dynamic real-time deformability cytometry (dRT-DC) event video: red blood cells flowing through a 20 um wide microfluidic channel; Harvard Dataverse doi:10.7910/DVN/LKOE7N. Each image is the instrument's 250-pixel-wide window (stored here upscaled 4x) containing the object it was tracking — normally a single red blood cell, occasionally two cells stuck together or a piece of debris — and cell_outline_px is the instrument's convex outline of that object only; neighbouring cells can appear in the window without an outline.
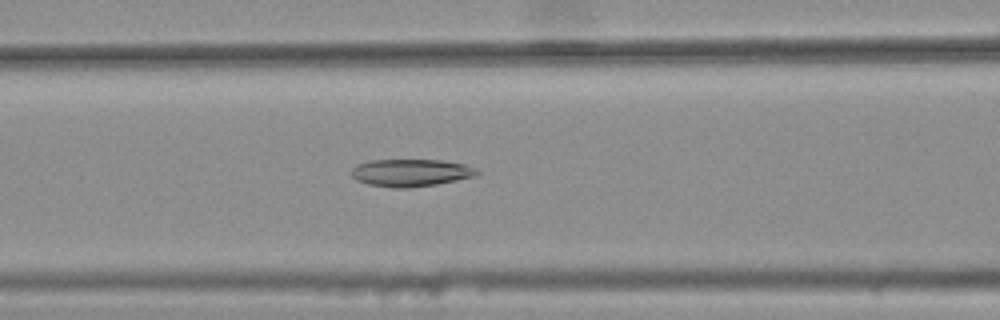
{"species": "common noctule bat (a hibernating species)", "species_latin": "Nyctalus noctula", "temperature_condition": "warm", "stored_images_in_passage": 45, "camera_frame_rate_fps": 3000, "um_per_image_px": 0.085, "animal": {"sex": "female", "body_mass_g": 25.1}, "frame": {"image": 1, "passage_image": 21, "time_ms": 6.667, "image_size_px": [1000, 320], "cell_outline_px": [[480, 172], [476, 176], [436, 184], [408, 188], [396, 188], [368, 184], [356, 180], [348, 172], [356, 164], [368, 160], [440, 160], [464, 164], [476, 168]], "centroid_in_image_um": [34.88, 14.68], "position_along_channel_um": 131.7, "area_um2": 20.17}}
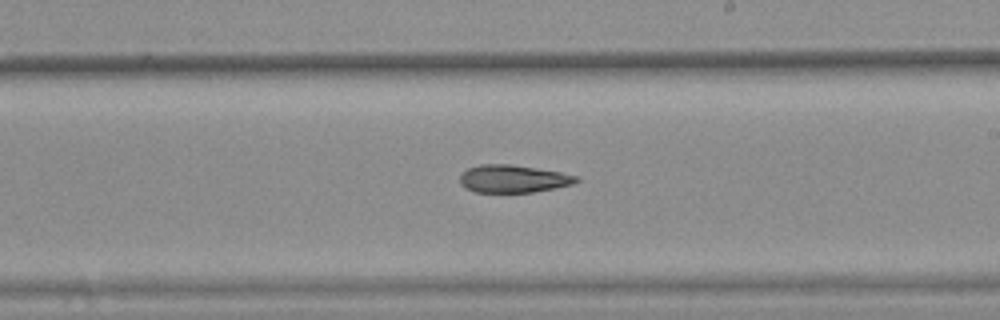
{"frame": {"image": 2, "passage_image": 30, "time_ms": 9.667, "image_size_px": [1000, 320], "cell_outline_px": [[580, 180], [572, 184], [532, 192], [476, 192], [460, 184], [460, 176], [468, 168], [480, 164], [512, 164], [560, 172], [580, 176]], "centroid_in_image_um": [43.63, 15.18], "position_along_channel_um": 245.4, "area_um2": 18.61}}
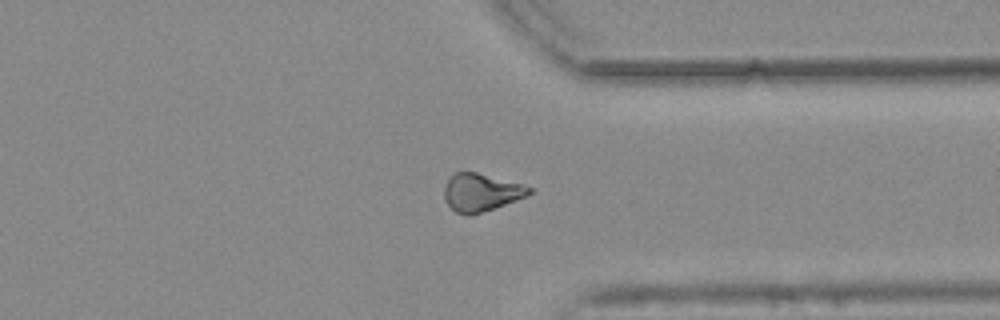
{"frame": {"image": 3, "passage_image": 40, "time_ms": 13.0, "image_size_px": [1000, 320], "cell_outline_px": [[532, 192], [528, 196], [468, 216], [456, 212], [448, 204], [444, 196], [444, 188], [448, 180], [456, 172], [476, 172], [520, 184], [532, 188]], "centroid_in_image_um": [40.88, 16.35], "position_along_channel_um": 370.5, "area_um2": 18.21}, "authors_computed_cell_mechanics": {"area_um2": 19.8254, "velocity_mm_per_s": 3.7998, "shape_relaxation_time_tau1_ms": null, "shape_relaxation_time_tau2_ms": 11.2786, "deformation_change_tau1": null, "deformation_change_tau2": 0.22}}